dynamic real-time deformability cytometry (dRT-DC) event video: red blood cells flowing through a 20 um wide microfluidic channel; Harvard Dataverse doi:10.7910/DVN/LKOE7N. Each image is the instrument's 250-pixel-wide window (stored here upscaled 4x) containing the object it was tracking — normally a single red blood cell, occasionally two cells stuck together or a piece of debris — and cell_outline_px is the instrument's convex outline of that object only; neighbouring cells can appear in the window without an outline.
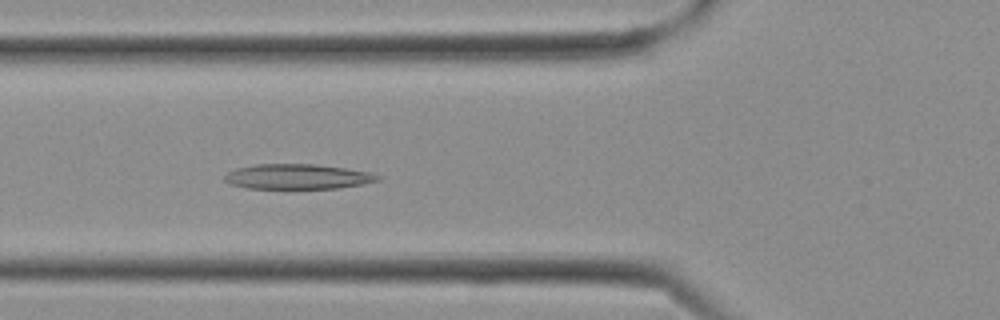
{"species": "Egyptian fruit bat (a non-hibernating species)", "species_latin": "Rousettus aegyptiacus", "temperature_condition": "cold", "stored_images_in_passage": 16, "camera_frame_rate_fps": 3000, "um_per_image_px": 0.085, "frame": {"image": 1, "passage_image": 9, "time_ms": 2.667, "image_size_px": [1000, 320], "cell_outline_px": [[380, 180], [364, 184], [340, 188], [248, 188], [232, 184], [224, 180], [224, 176], [228, 172], [236, 168], [256, 164], [316, 164], [344, 168], [368, 172], [380, 176]], "centroid_in_image_um": [25.3, 15.01], "position_along_channel_um": 100.5, "area_um2": 22.2}}
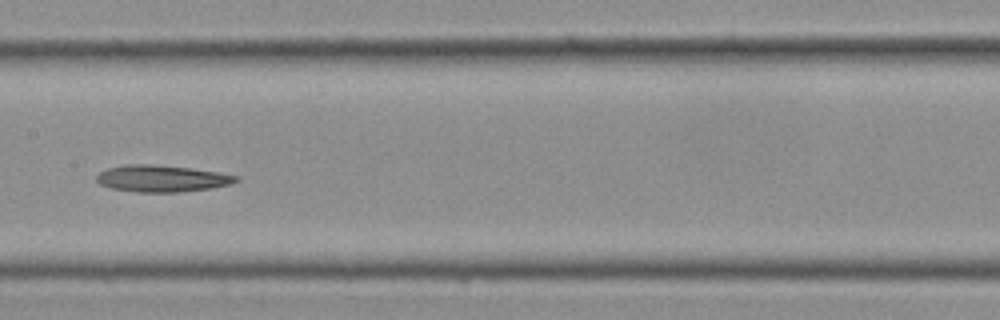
{"frame": {"image": 2, "passage_image": 13, "time_ms": 4.0, "image_size_px": [1000, 320], "cell_outline_px": [[240, 180], [228, 184], [208, 188], [176, 192], [136, 192], [108, 188], [100, 184], [96, 180], [96, 176], [100, 172], [108, 168], [124, 164], [148, 164], [188, 168], [216, 172], [240, 176]], "centroid_in_image_um": [13.69, 15.17], "position_along_channel_um": 193.7, "area_um2": 21.5}}
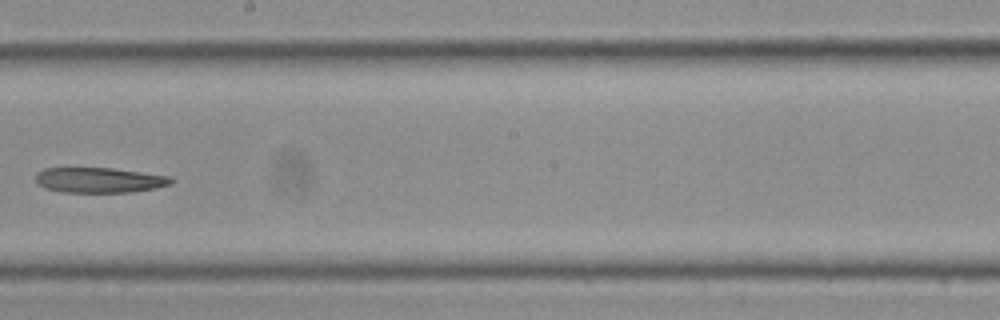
{"frame": {"image": 3, "passage_image": 15, "time_ms": 4.667, "image_size_px": [1000, 320], "cell_outline_px": [[176, 180], [172, 184], [156, 188], [128, 192], [60, 192], [44, 188], [36, 184], [36, 172], [44, 168], [112, 168], [172, 176]], "centroid_in_image_um": [8.45, 15.31], "position_along_channel_um": 239.7, "area_um2": 20.17}}